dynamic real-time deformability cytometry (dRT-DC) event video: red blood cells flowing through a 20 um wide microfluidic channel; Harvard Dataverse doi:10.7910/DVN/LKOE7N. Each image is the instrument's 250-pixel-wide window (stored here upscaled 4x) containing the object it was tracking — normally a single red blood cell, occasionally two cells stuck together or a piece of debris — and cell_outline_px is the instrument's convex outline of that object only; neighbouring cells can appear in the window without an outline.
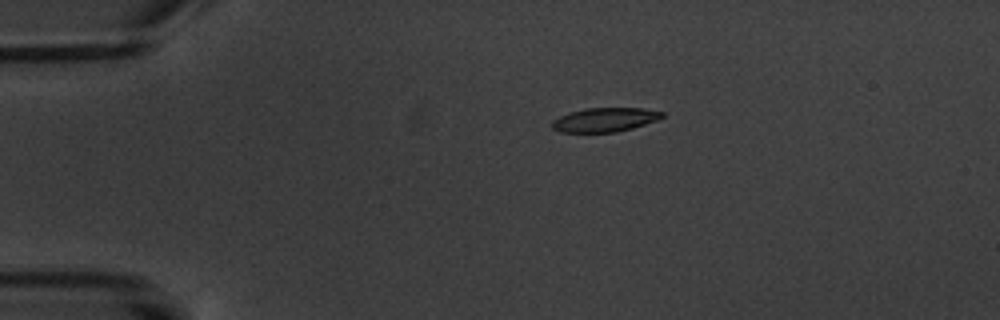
{"species": "common noctule bat (a hibernating species)", "species_latin": "Nyctalus noctula", "temperature_condition": "warm", "stored_images_in_passage": 11, "camera_frame_rate_fps": 3000, "um_per_image_px": 0.085, "animal": {"sex": "male", "body_mass_g": 20.1, "forearm_length_mm": 53.5}, "frame": {"image": 1, "passage_image": 4, "time_ms": 3.333, "image_size_px": [1000, 320], "cell_outline_px": [[664, 116], [656, 120], [632, 128], [616, 132], [560, 132], [552, 128], [552, 120], [568, 112], [584, 108], [644, 108], [664, 112]], "centroid_in_image_um": [51.38, 10.17], "position_along_channel_um": 33.6, "area_um2": 15.43}}
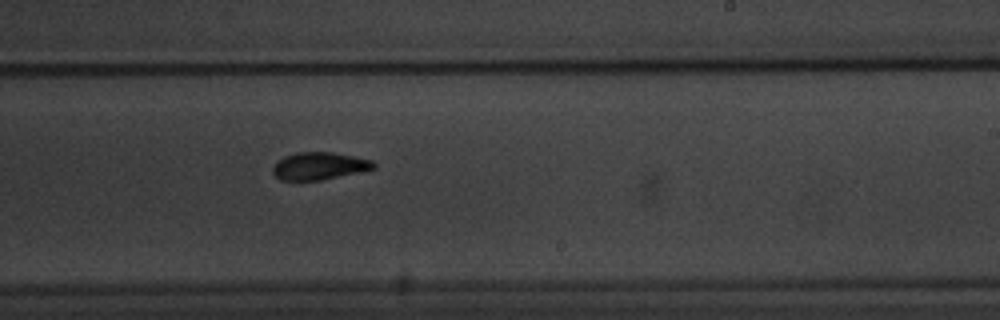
{"frame": {"image": 2, "passage_image": 11, "time_ms": 11.333, "image_size_px": [1000, 320], "cell_outline_px": [[376, 168], [368, 172], [320, 180], [280, 180], [272, 172], [272, 168], [276, 160], [284, 156], [296, 152], [332, 152], [372, 160], [376, 164]], "centroid_in_image_um": [27.18, 14.11], "position_along_channel_um": 261.8, "area_um2": 16.53}}